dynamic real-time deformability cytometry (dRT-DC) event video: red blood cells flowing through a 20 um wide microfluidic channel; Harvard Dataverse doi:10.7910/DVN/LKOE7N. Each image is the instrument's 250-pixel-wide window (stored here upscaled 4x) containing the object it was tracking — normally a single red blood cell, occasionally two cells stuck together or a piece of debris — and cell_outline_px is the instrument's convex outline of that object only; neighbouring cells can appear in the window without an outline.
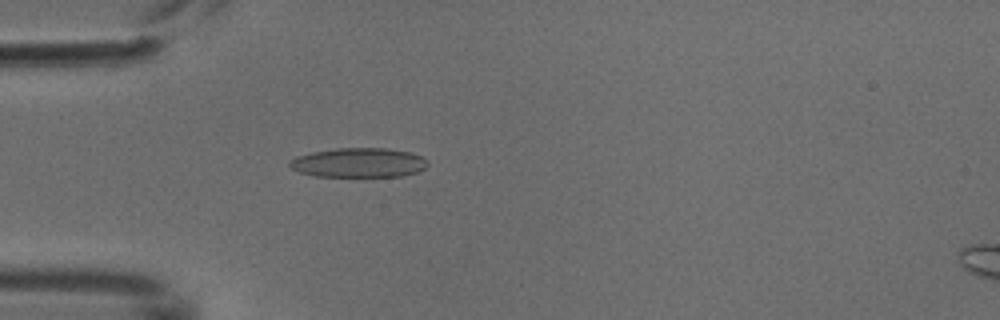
{"species": "common noctule bat (a hibernating species)", "species_latin": "Nyctalus noctula", "temperature_condition": "cold", "stored_images_in_passage": 4, "camera_frame_rate_fps": 3000, "um_per_image_px": 0.085, "animal": {"sex": "male", "body_mass_g": 18.8}, "frame": {"image": 1, "passage_image": 4, "time_ms": 1.0, "image_size_px": [1000, 320], "cell_outline_px": [[428, 164], [424, 168], [416, 172], [404, 176], [316, 176], [300, 172], [292, 168], [288, 164], [288, 160], [296, 156], [312, 152], [336, 148], [388, 148], [408, 152], [420, 156], [428, 160]], "centroid_in_image_um": [30.47, 13.82], "position_along_channel_um": 54.5, "area_um2": 23.64}}